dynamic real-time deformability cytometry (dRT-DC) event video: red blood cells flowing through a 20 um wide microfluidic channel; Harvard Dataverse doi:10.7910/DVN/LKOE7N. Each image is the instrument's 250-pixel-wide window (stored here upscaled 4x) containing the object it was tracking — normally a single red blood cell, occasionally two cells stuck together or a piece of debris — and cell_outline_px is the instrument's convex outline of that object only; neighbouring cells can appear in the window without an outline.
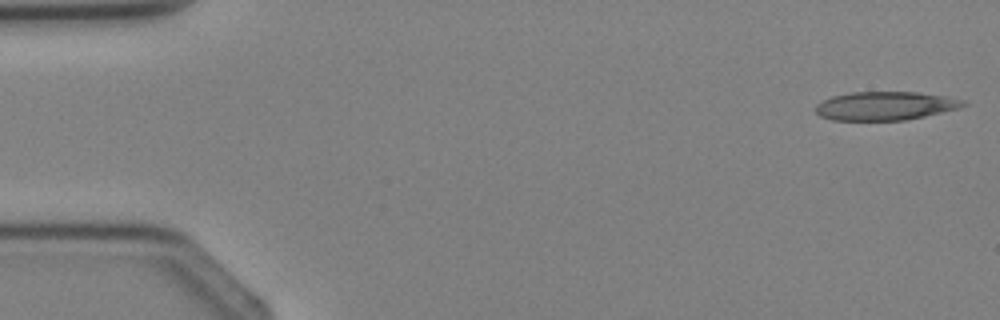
{"species": "Egyptian fruit bat (a non-hibernating species)", "species_latin": "Rousettus aegyptiacus", "temperature_condition": "cold", "stored_images_in_passage": 3, "segment_of_instrument_passage": [2, 2], "camera_frame_rate_fps": 3000, "um_per_image_px": 0.085, "animal": {"sex": "female"}, "frame": {"image": 1, "passage_image": 3, "time_ms": 2.333, "image_size_px": [1000, 320], "cell_outline_px": [[968, 104], [960, 108], [924, 116], [904, 120], [832, 120], [820, 116], [816, 112], [816, 104], [832, 96], [852, 92], [916, 92], [944, 96], [964, 100]], "centroid_in_image_um": [75.25, 9.0], "position_along_channel_um": 9.8, "area_um2": 24.45}}